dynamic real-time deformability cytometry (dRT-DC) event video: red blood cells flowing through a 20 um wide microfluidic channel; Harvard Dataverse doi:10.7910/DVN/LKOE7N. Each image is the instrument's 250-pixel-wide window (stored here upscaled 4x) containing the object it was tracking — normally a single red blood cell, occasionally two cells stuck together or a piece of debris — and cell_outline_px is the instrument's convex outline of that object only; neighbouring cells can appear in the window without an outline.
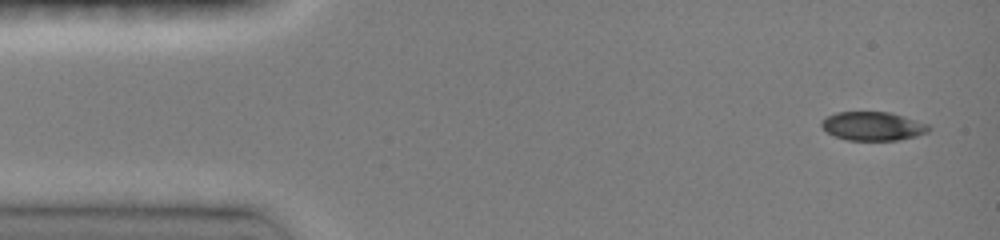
{"species": "common noctule bat (a hibernating species)", "species_latin": "Nyctalus noctula", "temperature_condition": "room temperature", "stored_images_in_passage": 27, "camera_frame_rate_fps": 3000, "um_per_image_px": 0.085, "animal": {"sex": "female", "body_mass_g": 19.0, "forearm_length_mm": 51.5}, "frame": {"image": 1, "passage_image": 1, "time_ms": 0.0, "image_size_px": [1000, 240], "cell_outline_px": [[932, 128], [928, 132], [916, 136], [900, 140], [848, 140], [832, 136], [820, 124], [820, 120], [836, 112], [888, 112], [904, 116], [928, 124]], "centroid_in_image_um": [74.19, 10.72], "position_along_channel_um": 10.8, "area_um2": 18.03}}
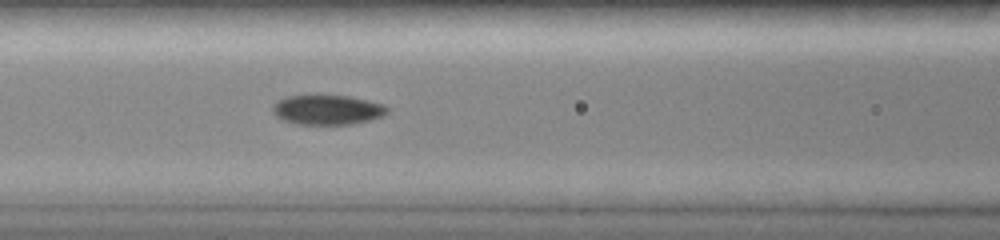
{"frame": {"image": 2, "passage_image": 15, "time_ms": 5.667, "image_size_px": [1000, 240], "cell_outline_px": [[388, 112], [384, 116], [352, 124], [296, 124], [284, 120], [276, 116], [272, 112], [272, 104], [276, 100], [284, 96], [348, 96], [368, 100], [384, 104], [388, 108]], "centroid_in_image_um": [27.8, 9.33], "position_along_channel_um": 138.8, "area_um2": 19.88}}
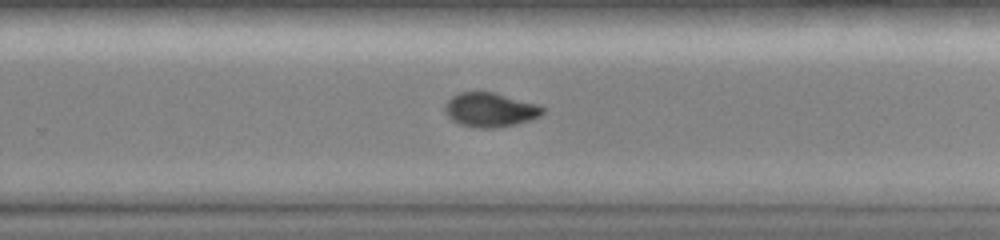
{"frame": {"image": 3, "passage_image": 26, "time_ms": 9.333, "image_size_px": [1000, 240], "cell_outline_px": [[544, 112], [540, 116], [516, 124], [496, 128], [480, 128], [460, 124], [452, 120], [444, 112], [444, 104], [452, 96], [460, 92], [492, 92], [540, 104], [544, 108]], "centroid_in_image_um": [41.66, 9.33], "position_along_channel_um": 288.1, "area_um2": 19.54}}